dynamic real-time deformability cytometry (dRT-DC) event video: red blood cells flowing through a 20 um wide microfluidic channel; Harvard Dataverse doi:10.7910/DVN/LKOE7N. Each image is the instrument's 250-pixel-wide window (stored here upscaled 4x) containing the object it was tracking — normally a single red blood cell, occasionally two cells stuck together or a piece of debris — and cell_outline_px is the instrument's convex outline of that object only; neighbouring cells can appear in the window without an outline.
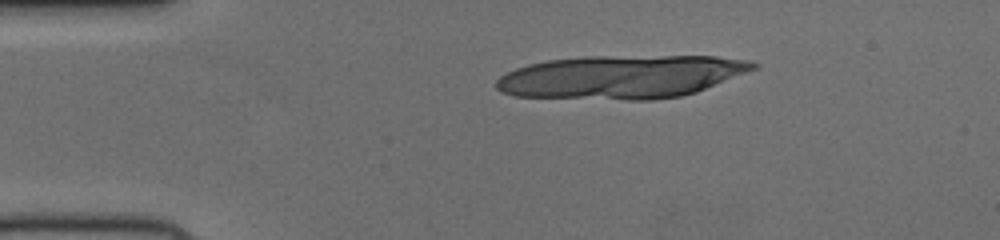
{"species": "human", "species_latin": "Homo sapiens", "temperature_condition": "cold", "stored_images_in_passage": 4, "camera_frame_rate_fps": 3000, "um_per_image_px": 0.085, "donor": {"sex": "female"}, "frame": {"image": 1, "passage_image": 1, "time_ms": 0.0, "image_size_px": [1000, 240], "cell_outline_px": [[720, 60], [708, 84], [700, 88], [688, 92], [668, 96], [624, 96], [568, 60], [684, 56], [700, 56]], "centroid_in_image_um": [55.39, 6.3], "position_along_channel_um": 29.6, "area_um2": 31.21}}